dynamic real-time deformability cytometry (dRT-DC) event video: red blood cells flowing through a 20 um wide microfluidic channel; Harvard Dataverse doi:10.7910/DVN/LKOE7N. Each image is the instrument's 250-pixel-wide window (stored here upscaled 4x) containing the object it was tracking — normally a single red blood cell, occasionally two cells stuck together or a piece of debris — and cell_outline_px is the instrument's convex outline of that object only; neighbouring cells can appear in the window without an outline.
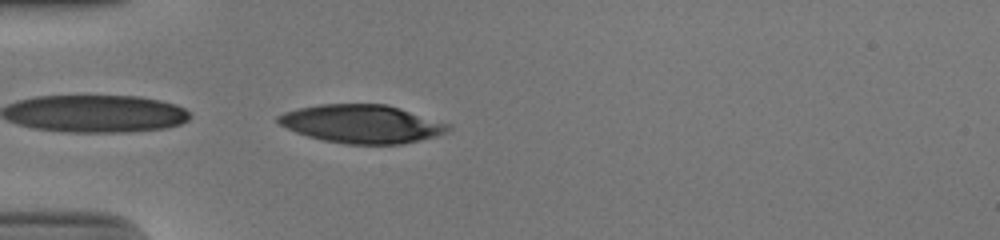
{"species": "human", "species_latin": "Homo sapiens", "temperature_condition": "cold", "stored_images_in_passage": 37, "camera_frame_rate_fps": 3000, "um_per_image_px": 0.085, "donor": {"sex": "male"}, "frame": {"image": 1, "passage_image": 1, "time_ms": 0.0, "image_size_px": [1000, 240], "cell_outline_px": [[452, 128], [448, 132], [436, 136], [420, 140], [400, 144], [344, 144], [324, 140], [308, 136], [296, 132], [280, 124], [276, 120], [276, 116], [284, 112], [300, 108], [320, 104], [388, 104], [452, 124]], "centroid_in_image_um": [30.81, 10.53], "position_along_channel_um": 54.2, "area_um2": 38.09}}
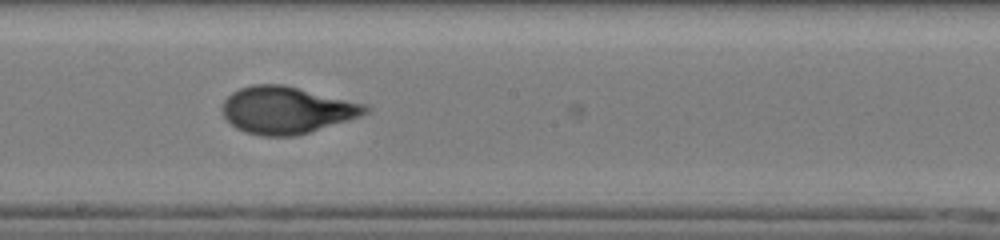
{"frame": {"image": 2, "passage_image": 15, "time_ms": 4.667, "image_size_px": [1000, 240], "cell_outline_px": [[372, 108], [368, 112], [360, 116], [348, 120], [296, 136], [264, 136], [244, 132], [236, 128], [224, 116], [220, 108], [224, 100], [232, 92], [240, 88], [252, 84], [284, 84], [368, 104]], "centroid_in_image_um": [24.37, 9.34], "position_along_channel_um": 223.8, "area_um2": 39.48}}
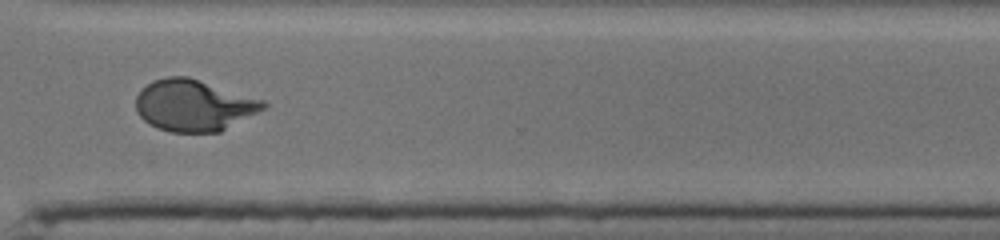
{"frame": {"image": 3, "passage_image": 25, "time_ms": 8.0, "image_size_px": [1000, 240], "cell_outline_px": [[268, 104], [264, 108], [220, 132], [172, 132], [156, 128], [148, 124], [136, 112], [136, 96], [140, 88], [152, 80], [164, 76], [188, 76], [264, 100]], "centroid_in_image_um": [16.42, 8.94], "position_along_channel_um": 354.2, "area_um2": 38.38}, "authors_computed_cell_mechanics": {"area_um2": 38.5526, "velocity_mm_per_s": 3.9021, "shape_relaxation_time_tau1_ms": 4.2947, "shape_relaxation_time_tau2_ms": 0.7625, "deformation_change_tau1": 0.2212, "deformation_change_tau2": 0.0664}}